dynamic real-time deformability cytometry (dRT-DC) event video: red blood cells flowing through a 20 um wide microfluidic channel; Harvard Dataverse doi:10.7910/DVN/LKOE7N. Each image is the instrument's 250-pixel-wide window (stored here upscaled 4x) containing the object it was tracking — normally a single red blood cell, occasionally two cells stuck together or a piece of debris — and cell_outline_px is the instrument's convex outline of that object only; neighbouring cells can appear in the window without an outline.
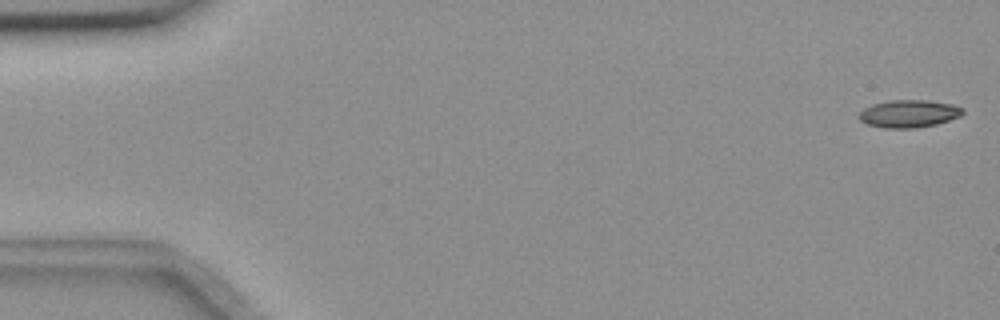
{"species": "common noctule bat (a hibernating species)", "species_latin": "Nyctalus noctula", "temperature_condition": "room temperature", "stored_images_in_passage": 56, "camera_frame_rate_fps": 3000, "um_per_image_px": 0.085, "animal": {"sex": "female", "body_mass_g": 18.4}, "frame": {"image": 1, "passage_image": 2, "time_ms": 0.333, "image_size_px": [1000, 320], "cell_outline_px": [[964, 112], [960, 116], [936, 124], [916, 128], [884, 128], [868, 124], [860, 120], [856, 116], [864, 108], [872, 104], [892, 100], [928, 100], [952, 104], [964, 108]], "centroid_in_image_um": [77.24, 9.66], "position_along_channel_um": 7.8, "area_um2": 16.7}}
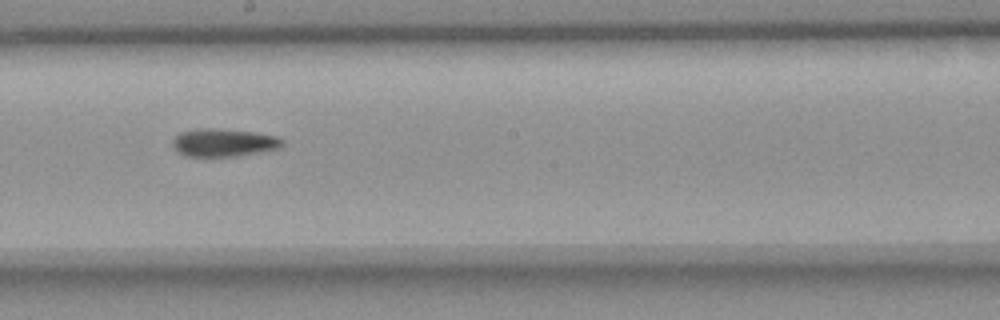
{"frame": {"image": 2, "passage_image": 32, "time_ms": 10.333, "image_size_px": [1000, 320], "cell_outline_px": [[284, 144], [280, 148], [236, 156], [184, 156], [176, 152], [172, 144], [172, 140], [180, 132], [200, 128], [216, 128], [256, 132], [276, 136], [284, 140]], "centroid_in_image_um": [19.0, 12.11], "position_along_channel_um": 229.2, "area_um2": 17.98}}
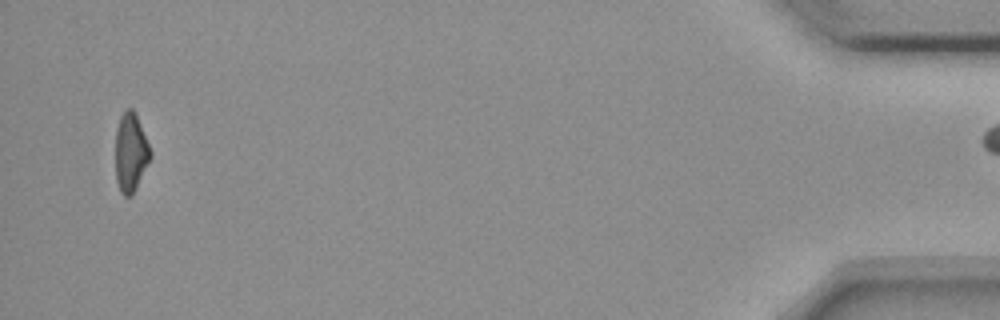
{"frame": {"image": 3, "passage_image": 55, "time_ms": 18.0, "image_size_px": [1000, 320], "cell_outline_px": [[152, 156], [132, 196], [124, 196], [120, 192], [116, 180], [116, 128], [120, 116], [124, 108], [132, 108], [136, 116], [152, 152]], "centroid_in_image_um": [11.1, 12.97], "position_along_channel_um": 424.1, "area_um2": 16.01}}